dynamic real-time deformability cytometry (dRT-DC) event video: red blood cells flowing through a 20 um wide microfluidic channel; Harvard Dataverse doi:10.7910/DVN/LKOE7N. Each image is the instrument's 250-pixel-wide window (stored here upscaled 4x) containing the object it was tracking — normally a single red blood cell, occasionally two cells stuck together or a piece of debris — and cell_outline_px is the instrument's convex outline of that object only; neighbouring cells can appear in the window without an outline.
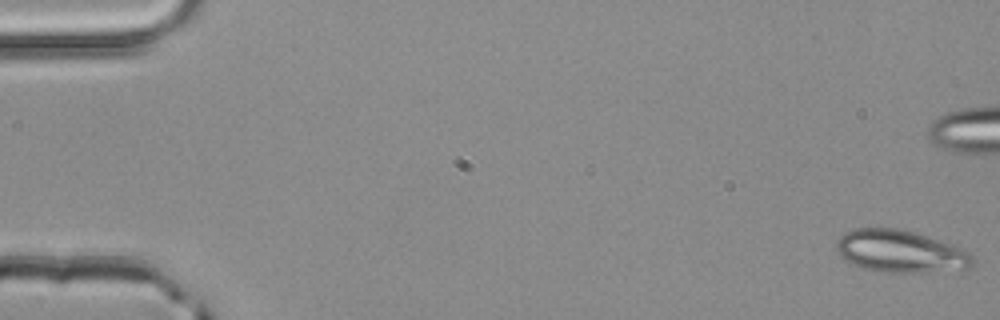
{"species": "common noctule bat (a hibernating species)", "species_latin": "Nyctalus noctula", "temperature_condition": "room temperature", "stored_images_in_passage": 53, "camera_frame_rate_fps": 3000, "um_per_image_px": 0.085, "animal": {"sex": "male", "body_mass_g": 20.4}, "frame": {"image": 1, "passage_image": 1, "time_ms": 0.0, "image_size_px": [1000, 320], "cell_outline_px": [[976, 264], [968, 268], [924, 272], [884, 272], [864, 268], [852, 264], [844, 260], [836, 252], [836, 240], [840, 236], [856, 228], [896, 228], [916, 232], [964, 248], [972, 252], [976, 260]], "centroid_in_image_um": [76.58, 21.36], "position_along_channel_um": 8.4, "area_um2": 33.93}}
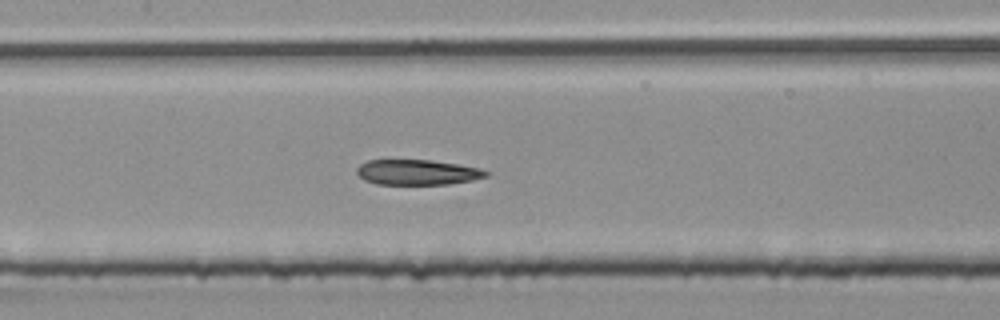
{"frame": {"image": 2, "passage_image": 25, "time_ms": 8.0, "image_size_px": [1000, 320], "cell_outline_px": [[488, 176], [472, 180], [448, 184], [376, 184], [364, 180], [356, 172], [356, 168], [360, 164], [368, 160], [432, 160], [460, 164], [480, 168], [488, 172]], "centroid_in_image_um": [35.47, 14.64], "position_along_channel_um": 171.9, "area_um2": 19.07}}
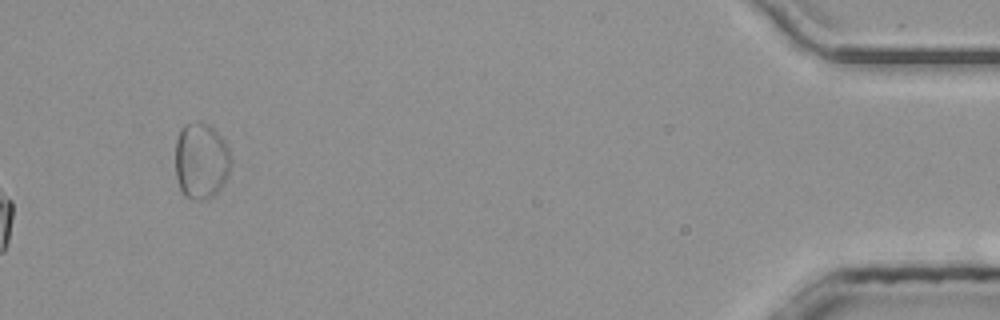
{"frame": {"image": 3, "passage_image": 53, "time_ms": 17.333, "image_size_px": [1000, 320], "cell_outline_px": [[232, 160], [228, 176], [224, 184], [212, 196], [192, 200], [184, 196], [180, 192], [176, 176], [176, 140], [180, 128], [184, 124], [208, 124], [224, 140], [228, 148]], "centroid_in_image_um": [17.09, 13.7], "position_along_channel_um": 418.1, "area_um2": 24.62}}